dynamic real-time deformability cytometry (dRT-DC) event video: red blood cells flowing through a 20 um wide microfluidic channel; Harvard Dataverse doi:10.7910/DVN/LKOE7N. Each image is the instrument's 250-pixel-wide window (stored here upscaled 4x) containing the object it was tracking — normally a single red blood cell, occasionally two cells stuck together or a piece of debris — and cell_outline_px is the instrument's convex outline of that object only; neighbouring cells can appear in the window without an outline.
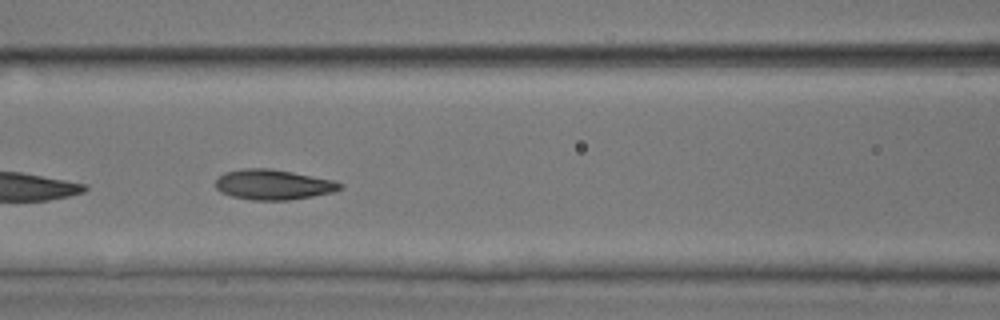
{"species": "common noctule bat (a hibernating species)", "species_latin": "Nyctalus noctula", "temperature_condition": "room temperature", "stored_images_in_passage": 20, "camera_frame_rate_fps": 3000, "um_per_image_px": 0.085, "animal": {"sex": "male", "body_mass_g": 17.9, "forearm_length_mm": 54.2}, "frame": {"image": 1, "passage_image": 17, "time_ms": 5.333, "image_size_px": [1000, 320], "cell_outline_px": [[344, 188], [332, 192], [312, 196], [288, 200], [252, 200], [232, 196], [220, 192], [216, 188], [216, 180], [224, 172], [244, 168], [272, 168], [332, 180], [344, 184]], "centroid_in_image_um": [23.22, 15.69], "position_along_channel_um": 143.4, "area_um2": 21.85}}